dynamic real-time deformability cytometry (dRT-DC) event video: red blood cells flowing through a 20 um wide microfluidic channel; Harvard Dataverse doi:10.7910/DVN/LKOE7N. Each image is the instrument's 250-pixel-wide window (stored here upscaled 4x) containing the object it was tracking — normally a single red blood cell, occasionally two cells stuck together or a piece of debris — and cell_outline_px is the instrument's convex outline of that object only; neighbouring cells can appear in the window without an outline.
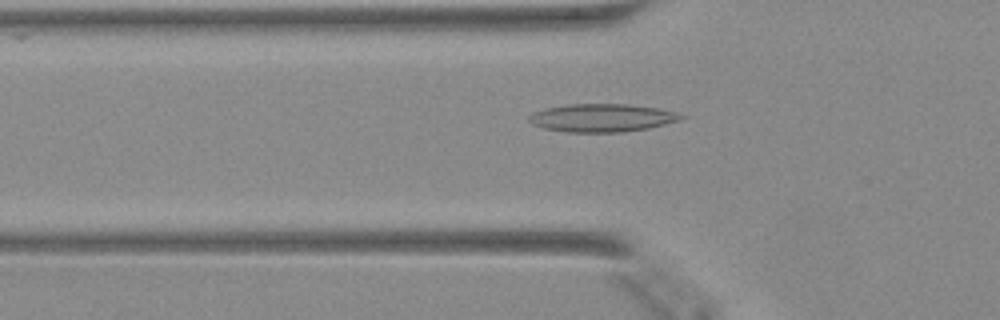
{"species": "Egyptian fruit bat (a non-hibernating species)", "species_latin": "Rousettus aegyptiacus", "temperature_condition": "warm", "stored_images_in_passage": 32, "camera_frame_rate_fps": 3000, "um_per_image_px": 0.085, "animal": {"sex": "female"}, "frame": {"image": 1, "passage_image": 10, "time_ms": 3.0, "image_size_px": [1000, 320], "cell_outline_px": [[684, 116], [676, 120], [664, 124], [648, 128], [620, 132], [568, 132], [544, 128], [532, 124], [528, 120], [528, 116], [532, 112], [544, 108], [568, 104], [624, 104], [656, 108], [676, 112]], "centroid_in_image_um": [51.08, 10.01], "position_along_channel_um": 74.7, "area_um2": 24.57}}
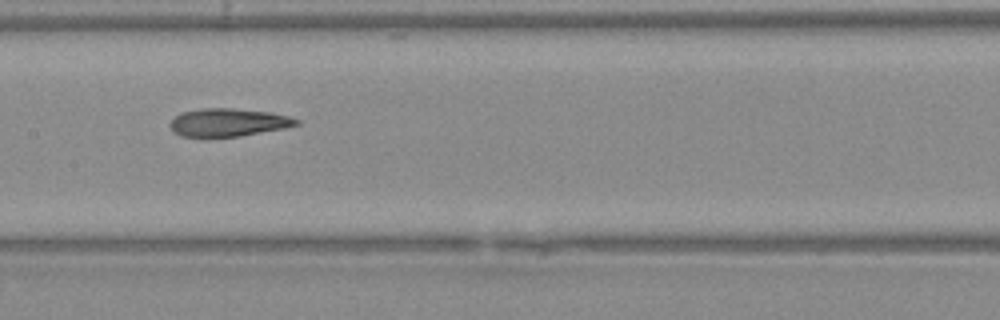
{"frame": {"image": 2, "passage_image": 18, "time_ms": 5.667, "image_size_px": [1000, 320], "cell_outline_px": [[300, 124], [284, 128], [240, 136], [180, 136], [172, 132], [168, 124], [176, 116], [184, 112], [200, 108], [232, 108], [268, 112], [288, 116], [300, 120]], "centroid_in_image_um": [19.38, 10.4], "position_along_channel_um": 188.0, "area_um2": 20.4}}
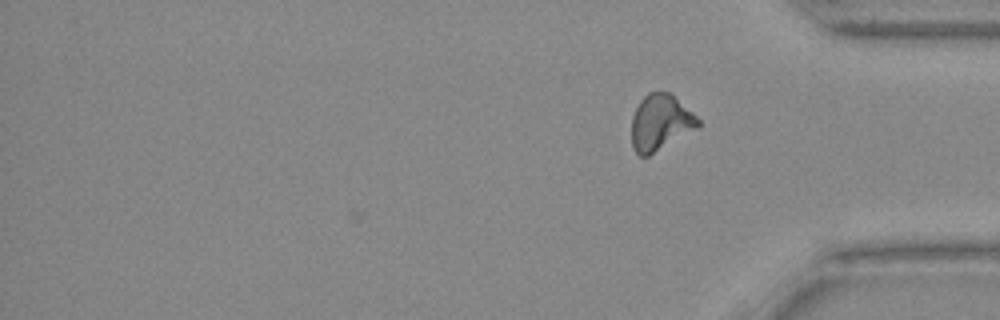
{"frame": {"image": 3, "passage_image": 32, "time_ms": 10.333, "image_size_px": [1000, 320], "cell_outline_px": [[700, 124], [696, 128], [648, 156], [640, 156], [632, 148], [632, 116], [640, 100], [648, 92], [672, 92], [700, 120]], "centroid_in_image_um": [56.12, 10.39], "position_along_channel_um": 379.1, "area_um2": 21.5}}